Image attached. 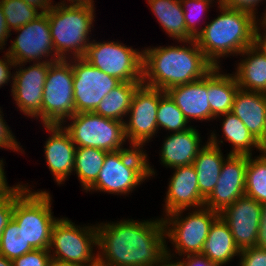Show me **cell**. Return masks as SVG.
Here are the masks:
<instances>
[{
    "instance_id": "1",
    "label": "cell",
    "mask_w": 266,
    "mask_h": 266,
    "mask_svg": "<svg viewBox=\"0 0 266 266\" xmlns=\"http://www.w3.org/2000/svg\"><path fill=\"white\" fill-rule=\"evenodd\" d=\"M96 226L98 263L102 266H153L167 253L163 217Z\"/></svg>"
},
{
    "instance_id": "2",
    "label": "cell",
    "mask_w": 266,
    "mask_h": 266,
    "mask_svg": "<svg viewBox=\"0 0 266 266\" xmlns=\"http://www.w3.org/2000/svg\"><path fill=\"white\" fill-rule=\"evenodd\" d=\"M180 43L184 45L153 46L142 50V84L167 91L199 80L215 67L199 49L195 39Z\"/></svg>"
},
{
    "instance_id": "3",
    "label": "cell",
    "mask_w": 266,
    "mask_h": 266,
    "mask_svg": "<svg viewBox=\"0 0 266 266\" xmlns=\"http://www.w3.org/2000/svg\"><path fill=\"white\" fill-rule=\"evenodd\" d=\"M221 12L207 22L195 41L206 58L215 66H221V57L237 56L255 44L258 15L218 6ZM232 54V55H231Z\"/></svg>"
},
{
    "instance_id": "4",
    "label": "cell",
    "mask_w": 266,
    "mask_h": 266,
    "mask_svg": "<svg viewBox=\"0 0 266 266\" xmlns=\"http://www.w3.org/2000/svg\"><path fill=\"white\" fill-rule=\"evenodd\" d=\"M144 150L129 145V148L108 152L97 180L85 192L100 191L114 195L132 193L156 173Z\"/></svg>"
},
{
    "instance_id": "5",
    "label": "cell",
    "mask_w": 266,
    "mask_h": 266,
    "mask_svg": "<svg viewBox=\"0 0 266 266\" xmlns=\"http://www.w3.org/2000/svg\"><path fill=\"white\" fill-rule=\"evenodd\" d=\"M94 8L93 6H53L47 12L52 44L59 59L83 57L91 42L89 35L92 27L94 28Z\"/></svg>"
},
{
    "instance_id": "6",
    "label": "cell",
    "mask_w": 266,
    "mask_h": 266,
    "mask_svg": "<svg viewBox=\"0 0 266 266\" xmlns=\"http://www.w3.org/2000/svg\"><path fill=\"white\" fill-rule=\"evenodd\" d=\"M27 184H21L14 191L12 218L22 229L26 242L34 249L49 250L51 230L58 220L52 213V197L48 191H32Z\"/></svg>"
},
{
    "instance_id": "7",
    "label": "cell",
    "mask_w": 266,
    "mask_h": 266,
    "mask_svg": "<svg viewBox=\"0 0 266 266\" xmlns=\"http://www.w3.org/2000/svg\"><path fill=\"white\" fill-rule=\"evenodd\" d=\"M97 247L96 225L81 227L66 217L54 223L49 247L52 259L76 266H94L98 263V254L93 248Z\"/></svg>"
},
{
    "instance_id": "8",
    "label": "cell",
    "mask_w": 266,
    "mask_h": 266,
    "mask_svg": "<svg viewBox=\"0 0 266 266\" xmlns=\"http://www.w3.org/2000/svg\"><path fill=\"white\" fill-rule=\"evenodd\" d=\"M184 211L187 209L163 216L166 239L173 244L175 255L178 254L180 258L201 255L210 226L219 216V213L205 206L193 209L186 216H183Z\"/></svg>"
},
{
    "instance_id": "9",
    "label": "cell",
    "mask_w": 266,
    "mask_h": 266,
    "mask_svg": "<svg viewBox=\"0 0 266 266\" xmlns=\"http://www.w3.org/2000/svg\"><path fill=\"white\" fill-rule=\"evenodd\" d=\"M71 120L70 124H66ZM66 126H65V124ZM76 147L99 148L107 152L124 149V122L105 118L94 112L75 113L62 124Z\"/></svg>"
},
{
    "instance_id": "10",
    "label": "cell",
    "mask_w": 266,
    "mask_h": 266,
    "mask_svg": "<svg viewBox=\"0 0 266 266\" xmlns=\"http://www.w3.org/2000/svg\"><path fill=\"white\" fill-rule=\"evenodd\" d=\"M121 82L142 83L143 51L127 47L120 41L92 40L82 57Z\"/></svg>"
},
{
    "instance_id": "11",
    "label": "cell",
    "mask_w": 266,
    "mask_h": 266,
    "mask_svg": "<svg viewBox=\"0 0 266 266\" xmlns=\"http://www.w3.org/2000/svg\"><path fill=\"white\" fill-rule=\"evenodd\" d=\"M71 59L49 62L42 97V124H62L75 114Z\"/></svg>"
},
{
    "instance_id": "12",
    "label": "cell",
    "mask_w": 266,
    "mask_h": 266,
    "mask_svg": "<svg viewBox=\"0 0 266 266\" xmlns=\"http://www.w3.org/2000/svg\"><path fill=\"white\" fill-rule=\"evenodd\" d=\"M13 31L18 35L11 42L7 54L15 64L25 63L26 65L27 62L30 64L32 61L41 63L60 60L52 44L47 13H41L31 22Z\"/></svg>"
},
{
    "instance_id": "13",
    "label": "cell",
    "mask_w": 266,
    "mask_h": 266,
    "mask_svg": "<svg viewBox=\"0 0 266 266\" xmlns=\"http://www.w3.org/2000/svg\"><path fill=\"white\" fill-rule=\"evenodd\" d=\"M165 93L144 84L136 89L127 114L129 117L124 122L125 136L130 145L143 148L158 132V104Z\"/></svg>"
},
{
    "instance_id": "14",
    "label": "cell",
    "mask_w": 266,
    "mask_h": 266,
    "mask_svg": "<svg viewBox=\"0 0 266 266\" xmlns=\"http://www.w3.org/2000/svg\"><path fill=\"white\" fill-rule=\"evenodd\" d=\"M75 113L94 112L102 99L121 83L83 58H72Z\"/></svg>"
},
{
    "instance_id": "15",
    "label": "cell",
    "mask_w": 266,
    "mask_h": 266,
    "mask_svg": "<svg viewBox=\"0 0 266 266\" xmlns=\"http://www.w3.org/2000/svg\"><path fill=\"white\" fill-rule=\"evenodd\" d=\"M24 66V63L14 66L17 71L13 73L11 95L22 114L37 120L40 118L42 123L43 88L49 62L33 63L26 68Z\"/></svg>"
},
{
    "instance_id": "16",
    "label": "cell",
    "mask_w": 266,
    "mask_h": 266,
    "mask_svg": "<svg viewBox=\"0 0 266 266\" xmlns=\"http://www.w3.org/2000/svg\"><path fill=\"white\" fill-rule=\"evenodd\" d=\"M248 155L228 154L221 168L218 182L205 199L204 206L220 213L245 195Z\"/></svg>"
},
{
    "instance_id": "17",
    "label": "cell",
    "mask_w": 266,
    "mask_h": 266,
    "mask_svg": "<svg viewBox=\"0 0 266 266\" xmlns=\"http://www.w3.org/2000/svg\"><path fill=\"white\" fill-rule=\"evenodd\" d=\"M219 215L229 226L234 242L240 251L256 246L261 203L244 195L225 208Z\"/></svg>"
},
{
    "instance_id": "18",
    "label": "cell",
    "mask_w": 266,
    "mask_h": 266,
    "mask_svg": "<svg viewBox=\"0 0 266 266\" xmlns=\"http://www.w3.org/2000/svg\"><path fill=\"white\" fill-rule=\"evenodd\" d=\"M43 126L51 135L44 145L45 161L54 181L60 185L73 173L76 145L61 124Z\"/></svg>"
},
{
    "instance_id": "19",
    "label": "cell",
    "mask_w": 266,
    "mask_h": 266,
    "mask_svg": "<svg viewBox=\"0 0 266 266\" xmlns=\"http://www.w3.org/2000/svg\"><path fill=\"white\" fill-rule=\"evenodd\" d=\"M173 176L169 179L166 193L165 216L182 209L204 207L205 198L200 194L198 177L193 165L172 168Z\"/></svg>"
},
{
    "instance_id": "20",
    "label": "cell",
    "mask_w": 266,
    "mask_h": 266,
    "mask_svg": "<svg viewBox=\"0 0 266 266\" xmlns=\"http://www.w3.org/2000/svg\"><path fill=\"white\" fill-rule=\"evenodd\" d=\"M183 112L186 119L215 120L207 94V75L194 82L177 85L165 91Z\"/></svg>"
},
{
    "instance_id": "21",
    "label": "cell",
    "mask_w": 266,
    "mask_h": 266,
    "mask_svg": "<svg viewBox=\"0 0 266 266\" xmlns=\"http://www.w3.org/2000/svg\"><path fill=\"white\" fill-rule=\"evenodd\" d=\"M231 112L262 146L266 144V94L238 89Z\"/></svg>"
},
{
    "instance_id": "22",
    "label": "cell",
    "mask_w": 266,
    "mask_h": 266,
    "mask_svg": "<svg viewBox=\"0 0 266 266\" xmlns=\"http://www.w3.org/2000/svg\"><path fill=\"white\" fill-rule=\"evenodd\" d=\"M162 142L160 160L167 168L192 165L202 145L199 131L191 127L182 132L169 133Z\"/></svg>"
},
{
    "instance_id": "23",
    "label": "cell",
    "mask_w": 266,
    "mask_h": 266,
    "mask_svg": "<svg viewBox=\"0 0 266 266\" xmlns=\"http://www.w3.org/2000/svg\"><path fill=\"white\" fill-rule=\"evenodd\" d=\"M217 138L218 136L213 131L192 164L197 173L199 192L205 199L214 190L225 160L221 146H219L223 140Z\"/></svg>"
},
{
    "instance_id": "24",
    "label": "cell",
    "mask_w": 266,
    "mask_h": 266,
    "mask_svg": "<svg viewBox=\"0 0 266 266\" xmlns=\"http://www.w3.org/2000/svg\"><path fill=\"white\" fill-rule=\"evenodd\" d=\"M239 55L243 58L233 73L239 89L266 94V53L253 44Z\"/></svg>"
},
{
    "instance_id": "25",
    "label": "cell",
    "mask_w": 266,
    "mask_h": 266,
    "mask_svg": "<svg viewBox=\"0 0 266 266\" xmlns=\"http://www.w3.org/2000/svg\"><path fill=\"white\" fill-rule=\"evenodd\" d=\"M239 255L240 249L234 242L231 230L219 215L210 226L201 256L211 263L226 265Z\"/></svg>"
},
{
    "instance_id": "26",
    "label": "cell",
    "mask_w": 266,
    "mask_h": 266,
    "mask_svg": "<svg viewBox=\"0 0 266 266\" xmlns=\"http://www.w3.org/2000/svg\"><path fill=\"white\" fill-rule=\"evenodd\" d=\"M221 69L214 67L207 74L208 101L215 118L232 111L234 97L239 89L235 76L230 73L224 74Z\"/></svg>"
},
{
    "instance_id": "27",
    "label": "cell",
    "mask_w": 266,
    "mask_h": 266,
    "mask_svg": "<svg viewBox=\"0 0 266 266\" xmlns=\"http://www.w3.org/2000/svg\"><path fill=\"white\" fill-rule=\"evenodd\" d=\"M160 26L177 42L195 39L187 30L180 0H147Z\"/></svg>"
},
{
    "instance_id": "28",
    "label": "cell",
    "mask_w": 266,
    "mask_h": 266,
    "mask_svg": "<svg viewBox=\"0 0 266 266\" xmlns=\"http://www.w3.org/2000/svg\"><path fill=\"white\" fill-rule=\"evenodd\" d=\"M222 120V132L224 140L231 143L232 150L229 154L235 155H252L253 147L263 152V146L253 137L244 123L232 112L219 115L215 118Z\"/></svg>"
},
{
    "instance_id": "29",
    "label": "cell",
    "mask_w": 266,
    "mask_h": 266,
    "mask_svg": "<svg viewBox=\"0 0 266 266\" xmlns=\"http://www.w3.org/2000/svg\"><path fill=\"white\" fill-rule=\"evenodd\" d=\"M142 83L121 82L107 94L94 113L105 118L125 122L136 89Z\"/></svg>"
},
{
    "instance_id": "30",
    "label": "cell",
    "mask_w": 266,
    "mask_h": 266,
    "mask_svg": "<svg viewBox=\"0 0 266 266\" xmlns=\"http://www.w3.org/2000/svg\"><path fill=\"white\" fill-rule=\"evenodd\" d=\"M107 153L99 148L76 147L73 173L77 174L83 191L97 180Z\"/></svg>"
},
{
    "instance_id": "31",
    "label": "cell",
    "mask_w": 266,
    "mask_h": 266,
    "mask_svg": "<svg viewBox=\"0 0 266 266\" xmlns=\"http://www.w3.org/2000/svg\"><path fill=\"white\" fill-rule=\"evenodd\" d=\"M252 156H248L245 195L262 204L266 202V154Z\"/></svg>"
},
{
    "instance_id": "32",
    "label": "cell",
    "mask_w": 266,
    "mask_h": 266,
    "mask_svg": "<svg viewBox=\"0 0 266 266\" xmlns=\"http://www.w3.org/2000/svg\"><path fill=\"white\" fill-rule=\"evenodd\" d=\"M189 122L167 93L159 99L157 111L158 130L163 128V130H168L171 133L182 132L192 127V125H188Z\"/></svg>"
},
{
    "instance_id": "33",
    "label": "cell",
    "mask_w": 266,
    "mask_h": 266,
    "mask_svg": "<svg viewBox=\"0 0 266 266\" xmlns=\"http://www.w3.org/2000/svg\"><path fill=\"white\" fill-rule=\"evenodd\" d=\"M34 248L25 240L22 229H19L17 222L12 218L5 227L0 240V255L14 260Z\"/></svg>"
},
{
    "instance_id": "34",
    "label": "cell",
    "mask_w": 266,
    "mask_h": 266,
    "mask_svg": "<svg viewBox=\"0 0 266 266\" xmlns=\"http://www.w3.org/2000/svg\"><path fill=\"white\" fill-rule=\"evenodd\" d=\"M10 32L31 22L41 13L23 0H0Z\"/></svg>"
},
{
    "instance_id": "35",
    "label": "cell",
    "mask_w": 266,
    "mask_h": 266,
    "mask_svg": "<svg viewBox=\"0 0 266 266\" xmlns=\"http://www.w3.org/2000/svg\"><path fill=\"white\" fill-rule=\"evenodd\" d=\"M186 23V30L194 37L202 31V28L196 25L200 21V17L203 13H206L210 7H212L215 1L208 0H180ZM200 15V16H199ZM197 23V24H196Z\"/></svg>"
},
{
    "instance_id": "36",
    "label": "cell",
    "mask_w": 266,
    "mask_h": 266,
    "mask_svg": "<svg viewBox=\"0 0 266 266\" xmlns=\"http://www.w3.org/2000/svg\"><path fill=\"white\" fill-rule=\"evenodd\" d=\"M49 250L34 249L26 254L15 258L13 266H46L51 258Z\"/></svg>"
},
{
    "instance_id": "37",
    "label": "cell",
    "mask_w": 266,
    "mask_h": 266,
    "mask_svg": "<svg viewBox=\"0 0 266 266\" xmlns=\"http://www.w3.org/2000/svg\"><path fill=\"white\" fill-rule=\"evenodd\" d=\"M239 266H266V250L257 246L242 249Z\"/></svg>"
},
{
    "instance_id": "38",
    "label": "cell",
    "mask_w": 266,
    "mask_h": 266,
    "mask_svg": "<svg viewBox=\"0 0 266 266\" xmlns=\"http://www.w3.org/2000/svg\"><path fill=\"white\" fill-rule=\"evenodd\" d=\"M4 114L0 107V148L1 149H11L13 152H21L23 153L24 150H22V146L19 142H17V139L14 137L15 135L12 132V129L10 130V127L6 124V121L4 120ZM23 151V152H22Z\"/></svg>"
},
{
    "instance_id": "39",
    "label": "cell",
    "mask_w": 266,
    "mask_h": 266,
    "mask_svg": "<svg viewBox=\"0 0 266 266\" xmlns=\"http://www.w3.org/2000/svg\"><path fill=\"white\" fill-rule=\"evenodd\" d=\"M14 209V192L7 196L0 198V240L2 233L8 222L12 219Z\"/></svg>"
},
{
    "instance_id": "40",
    "label": "cell",
    "mask_w": 266,
    "mask_h": 266,
    "mask_svg": "<svg viewBox=\"0 0 266 266\" xmlns=\"http://www.w3.org/2000/svg\"><path fill=\"white\" fill-rule=\"evenodd\" d=\"M262 1L264 0H222V5L227 8L246 11L256 16L258 14L257 6L259 7V3Z\"/></svg>"
},
{
    "instance_id": "41",
    "label": "cell",
    "mask_w": 266,
    "mask_h": 266,
    "mask_svg": "<svg viewBox=\"0 0 266 266\" xmlns=\"http://www.w3.org/2000/svg\"><path fill=\"white\" fill-rule=\"evenodd\" d=\"M2 57L3 59H0V88L9 81L10 83L13 81V71L11 74V69H14L15 66V62L9 57L7 52Z\"/></svg>"
},
{
    "instance_id": "42",
    "label": "cell",
    "mask_w": 266,
    "mask_h": 266,
    "mask_svg": "<svg viewBox=\"0 0 266 266\" xmlns=\"http://www.w3.org/2000/svg\"><path fill=\"white\" fill-rule=\"evenodd\" d=\"M180 261L182 266H222V264L211 263L207 258L201 255H187L183 256Z\"/></svg>"
},
{
    "instance_id": "43",
    "label": "cell",
    "mask_w": 266,
    "mask_h": 266,
    "mask_svg": "<svg viewBox=\"0 0 266 266\" xmlns=\"http://www.w3.org/2000/svg\"><path fill=\"white\" fill-rule=\"evenodd\" d=\"M3 161V159H0V198L11 195L21 185L20 183L12 187L8 185L5 171L3 169L5 165Z\"/></svg>"
},
{
    "instance_id": "44",
    "label": "cell",
    "mask_w": 266,
    "mask_h": 266,
    "mask_svg": "<svg viewBox=\"0 0 266 266\" xmlns=\"http://www.w3.org/2000/svg\"><path fill=\"white\" fill-rule=\"evenodd\" d=\"M11 32L7 27L5 15L2 10V6L0 3V50H3L8 41V38L11 36ZM6 43V44H5Z\"/></svg>"
},
{
    "instance_id": "45",
    "label": "cell",
    "mask_w": 266,
    "mask_h": 266,
    "mask_svg": "<svg viewBox=\"0 0 266 266\" xmlns=\"http://www.w3.org/2000/svg\"><path fill=\"white\" fill-rule=\"evenodd\" d=\"M31 7L37 9L40 13H47L54 5L52 0H23Z\"/></svg>"
},
{
    "instance_id": "46",
    "label": "cell",
    "mask_w": 266,
    "mask_h": 266,
    "mask_svg": "<svg viewBox=\"0 0 266 266\" xmlns=\"http://www.w3.org/2000/svg\"><path fill=\"white\" fill-rule=\"evenodd\" d=\"M260 27L262 28L260 29ZM262 29L264 32H262L261 34L260 32ZM255 44L266 53V25H263L262 23L259 22H257L256 25Z\"/></svg>"
},
{
    "instance_id": "47",
    "label": "cell",
    "mask_w": 266,
    "mask_h": 266,
    "mask_svg": "<svg viewBox=\"0 0 266 266\" xmlns=\"http://www.w3.org/2000/svg\"><path fill=\"white\" fill-rule=\"evenodd\" d=\"M174 256V253L171 254L170 249L167 247V253L153 266H182L180 259L172 260Z\"/></svg>"
},
{
    "instance_id": "48",
    "label": "cell",
    "mask_w": 266,
    "mask_h": 266,
    "mask_svg": "<svg viewBox=\"0 0 266 266\" xmlns=\"http://www.w3.org/2000/svg\"><path fill=\"white\" fill-rule=\"evenodd\" d=\"M69 2V3H68ZM54 6H93L94 0H61V2L55 3Z\"/></svg>"
},
{
    "instance_id": "49",
    "label": "cell",
    "mask_w": 266,
    "mask_h": 266,
    "mask_svg": "<svg viewBox=\"0 0 266 266\" xmlns=\"http://www.w3.org/2000/svg\"><path fill=\"white\" fill-rule=\"evenodd\" d=\"M256 246L266 250V227H259Z\"/></svg>"
},
{
    "instance_id": "50",
    "label": "cell",
    "mask_w": 266,
    "mask_h": 266,
    "mask_svg": "<svg viewBox=\"0 0 266 266\" xmlns=\"http://www.w3.org/2000/svg\"><path fill=\"white\" fill-rule=\"evenodd\" d=\"M46 266H76V265H72L70 263H66V262H62V261H58V260L50 258Z\"/></svg>"
},
{
    "instance_id": "51",
    "label": "cell",
    "mask_w": 266,
    "mask_h": 266,
    "mask_svg": "<svg viewBox=\"0 0 266 266\" xmlns=\"http://www.w3.org/2000/svg\"><path fill=\"white\" fill-rule=\"evenodd\" d=\"M0 266H13V261L0 255Z\"/></svg>"
},
{
    "instance_id": "52",
    "label": "cell",
    "mask_w": 266,
    "mask_h": 266,
    "mask_svg": "<svg viewBox=\"0 0 266 266\" xmlns=\"http://www.w3.org/2000/svg\"><path fill=\"white\" fill-rule=\"evenodd\" d=\"M260 221H266V202L261 204V217Z\"/></svg>"
},
{
    "instance_id": "53",
    "label": "cell",
    "mask_w": 266,
    "mask_h": 266,
    "mask_svg": "<svg viewBox=\"0 0 266 266\" xmlns=\"http://www.w3.org/2000/svg\"><path fill=\"white\" fill-rule=\"evenodd\" d=\"M263 14H264L263 17L260 16V18H262V19H258V22L262 23L263 25H266V12Z\"/></svg>"
},
{
    "instance_id": "54",
    "label": "cell",
    "mask_w": 266,
    "mask_h": 266,
    "mask_svg": "<svg viewBox=\"0 0 266 266\" xmlns=\"http://www.w3.org/2000/svg\"><path fill=\"white\" fill-rule=\"evenodd\" d=\"M259 227H266V221H260Z\"/></svg>"
},
{
    "instance_id": "55",
    "label": "cell",
    "mask_w": 266,
    "mask_h": 266,
    "mask_svg": "<svg viewBox=\"0 0 266 266\" xmlns=\"http://www.w3.org/2000/svg\"><path fill=\"white\" fill-rule=\"evenodd\" d=\"M208 1H212L213 2L214 0H208ZM215 2L218 4V6L222 5V0H216Z\"/></svg>"
},
{
    "instance_id": "56",
    "label": "cell",
    "mask_w": 266,
    "mask_h": 266,
    "mask_svg": "<svg viewBox=\"0 0 266 266\" xmlns=\"http://www.w3.org/2000/svg\"><path fill=\"white\" fill-rule=\"evenodd\" d=\"M263 152L266 154V144L263 146Z\"/></svg>"
}]
</instances>
